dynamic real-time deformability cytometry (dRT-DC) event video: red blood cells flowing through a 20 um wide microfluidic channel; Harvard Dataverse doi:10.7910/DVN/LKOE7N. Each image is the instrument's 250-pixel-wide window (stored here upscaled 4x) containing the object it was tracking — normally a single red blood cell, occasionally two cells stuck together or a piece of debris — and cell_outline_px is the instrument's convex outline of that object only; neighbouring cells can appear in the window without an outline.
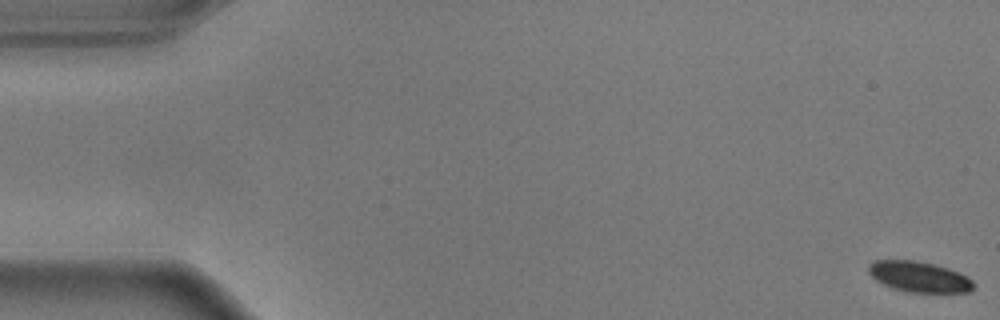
{"species": "common noctule bat (a hibernating species)", "species_latin": "Nyctalus noctula", "temperature_condition": "warm", "stored_images_in_passage": 10, "camera_frame_rate_fps": 3000, "um_per_image_px": 0.085, "animal": {"sex": "male", "body_mass_g": 17.9}, "frame": {"image": 1, "passage_image": 1, "time_ms": 0.0, "image_size_px": [1000, 320], "cell_outline_px": [[976, 284], [968, 292], [908, 292], [892, 288], [876, 280], [868, 272], [868, 264], [876, 260], [916, 260], [948, 268], [968, 276]], "centroid_in_image_um": [78.13, 23.52], "position_along_channel_um": 6.9, "area_um2": 18.73}}